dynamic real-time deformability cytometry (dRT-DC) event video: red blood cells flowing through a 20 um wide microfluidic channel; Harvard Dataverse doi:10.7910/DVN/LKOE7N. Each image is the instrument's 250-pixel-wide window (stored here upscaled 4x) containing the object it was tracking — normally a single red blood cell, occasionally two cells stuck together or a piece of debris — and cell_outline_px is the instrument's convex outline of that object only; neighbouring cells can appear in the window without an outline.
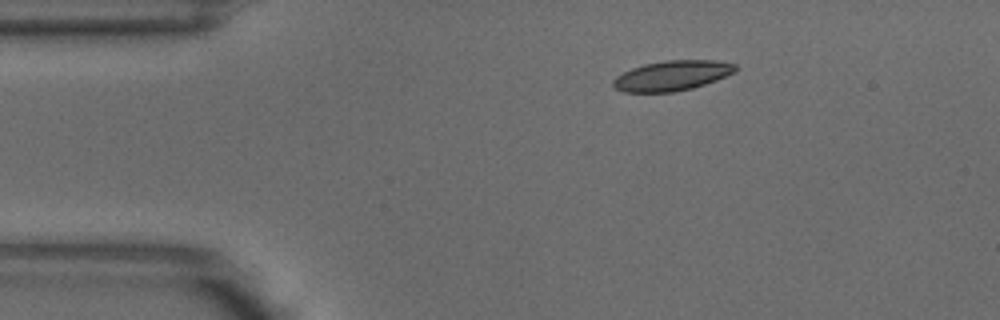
{"species": "common noctule bat (a hibernating species)", "species_latin": "Nyctalus noctula", "temperature_condition": "warm", "stored_images_in_passage": 4, "camera_frame_rate_fps": 3000, "um_per_image_px": 0.085, "animal": {"sex": "male", "body_mass_g": 18.8}, "frame": {"image": 1, "passage_image": 4, "time_ms": 1.0, "image_size_px": [1000, 320], "cell_outline_px": [[736, 68], [732, 72], [716, 80], [692, 88], [672, 92], [624, 92], [616, 88], [612, 84], [612, 80], [616, 76], [632, 68], [644, 64], [664, 60], [716, 60], [736, 64]], "centroid_in_image_um": [57.09, 6.42], "position_along_channel_um": 27.9, "area_um2": 21.21}}